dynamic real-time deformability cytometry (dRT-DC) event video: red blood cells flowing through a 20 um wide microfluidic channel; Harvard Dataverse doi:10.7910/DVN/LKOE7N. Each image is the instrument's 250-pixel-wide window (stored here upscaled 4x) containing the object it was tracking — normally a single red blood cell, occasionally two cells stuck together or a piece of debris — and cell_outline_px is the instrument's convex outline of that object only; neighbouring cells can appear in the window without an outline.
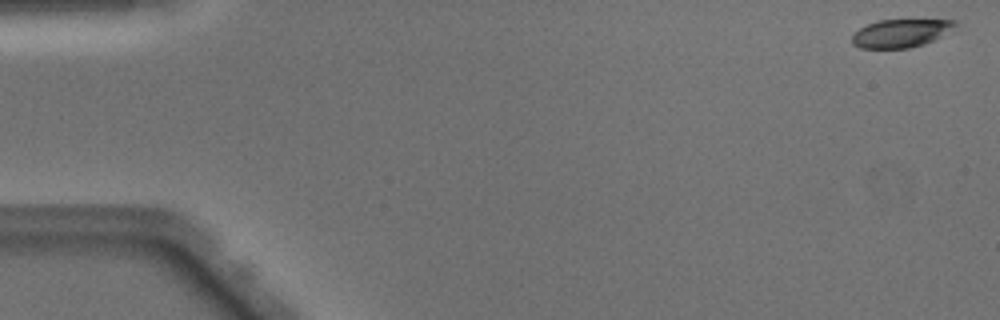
{"species": "Egyptian fruit bat (a non-hibernating species)", "species_latin": "Rousettus aegyptiacus", "temperature_condition": "warm", "stored_images_in_passage": 49, "camera_frame_rate_fps": 3000, "um_per_image_px": 0.085, "animal": {"sex": "male"}, "frame": {"image": 1, "passage_image": 1, "time_ms": 0.0, "image_size_px": [1000, 320], "cell_outline_px": [[956, 24], [940, 36], [924, 44], [908, 48], [860, 48], [852, 44], [852, 36], [860, 28], [868, 24], [880, 20], [956, 20]], "centroid_in_image_um": [76.5, 2.83], "position_along_channel_um": 8.5, "area_um2": 16.47}}
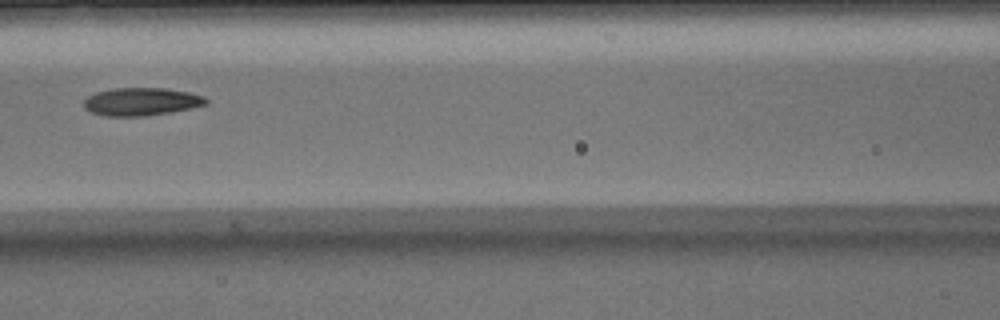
{"frame": {"image": 2, "passage_image": 22, "time_ms": 7.0, "image_size_px": [1000, 320], "cell_outline_px": [[208, 104], [192, 108], [172, 112], [148, 116], [104, 116], [88, 112], [84, 108], [84, 100], [88, 96], [96, 92], [112, 88], [164, 88], [188, 92], [204, 96], [208, 100]], "centroid_in_image_um": [12.0, 8.65], "position_along_channel_um": 154.6, "area_um2": 20.11}}
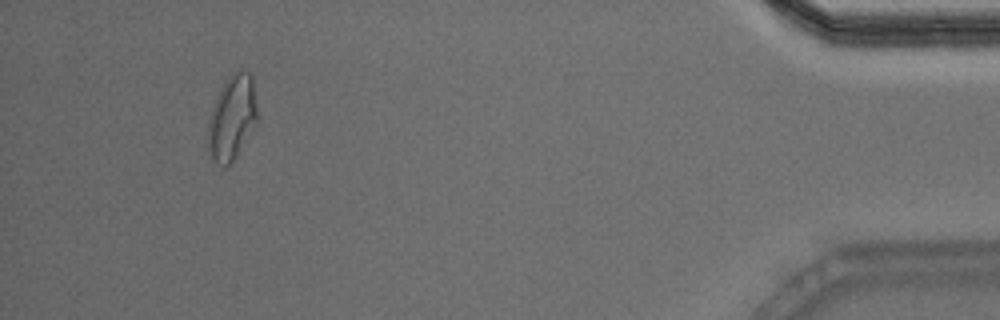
{"frame": {"image": 3, "passage_image": 46, "time_ms": 15.0, "image_size_px": [1000, 320], "cell_outline_px": [[256, 124], [236, 156], [228, 164], [224, 164], [216, 160], [212, 156], [208, 148], [208, 120], [216, 96], [224, 80], [228, 76], [240, 68], [252, 72], [256, 108]], "centroid_in_image_um": [19.73, 9.89], "position_along_channel_um": 415.5, "area_um2": 24.04}, "authors_computed_cell_mechanics": {"area_um2": 19.7676, "velocity_mm_per_s": 4.084, "shape_relaxation_time_tau1_ms": 7.4553, "shape_relaxation_time_tau2_ms": 2.3422, "deformation_change_tau1": 0.212, "deformation_change_tau2": 0.08}}